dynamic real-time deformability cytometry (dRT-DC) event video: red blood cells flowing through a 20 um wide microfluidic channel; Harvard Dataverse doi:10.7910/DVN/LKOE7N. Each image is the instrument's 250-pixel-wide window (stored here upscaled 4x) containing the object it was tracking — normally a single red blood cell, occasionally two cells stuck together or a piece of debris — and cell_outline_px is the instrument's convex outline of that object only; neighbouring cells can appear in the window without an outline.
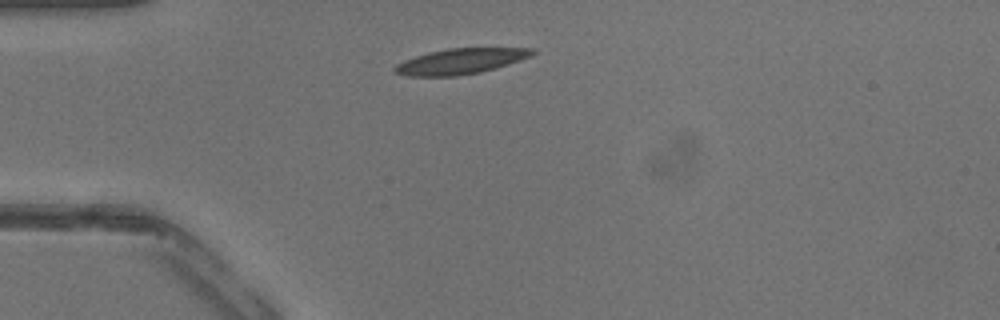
{"species": "common noctule bat (a hibernating species)", "species_latin": "Nyctalus noctula", "temperature_condition": "warm", "stored_images_in_passage": 3, "camera_frame_rate_fps": 3000, "um_per_image_px": 0.085, "animal": {"sex": "male", "body_mass_g": 13.3}, "frame": {"image": 1, "passage_image": 1, "time_ms": 0.0, "image_size_px": [1000, 320], "cell_outline_px": [[536, 52], [532, 56], [496, 68], [480, 72], [456, 76], [408, 76], [396, 72], [392, 68], [396, 64], [404, 60], [428, 52], [448, 48], [536, 48]], "centroid_in_image_um": [39.16, 5.2], "position_along_channel_um": 45.8, "area_um2": 20.46}}